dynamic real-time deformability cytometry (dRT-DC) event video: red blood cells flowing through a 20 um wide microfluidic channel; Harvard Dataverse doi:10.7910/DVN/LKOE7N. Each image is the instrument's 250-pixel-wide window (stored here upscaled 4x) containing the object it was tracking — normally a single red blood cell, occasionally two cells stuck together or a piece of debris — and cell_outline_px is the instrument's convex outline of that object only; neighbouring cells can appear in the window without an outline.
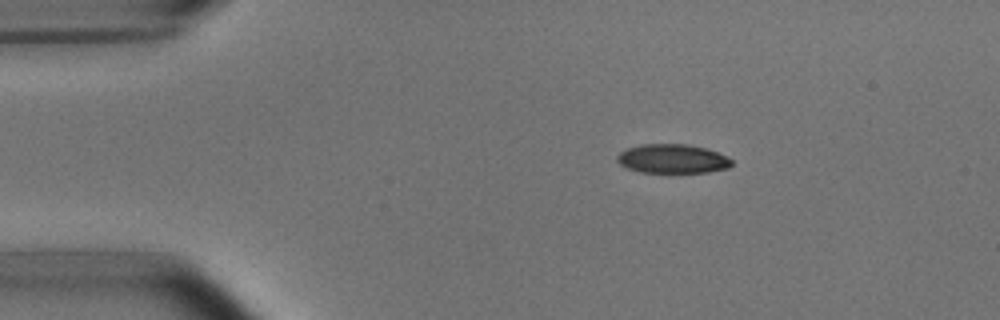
{"species": "common noctule bat (a hibernating species)", "species_latin": "Nyctalus noctula", "temperature_condition": "room temperature", "stored_images_in_passage": 6, "camera_frame_rate_fps": 3000, "um_per_image_px": 0.085, "animal": {"sex": "male", "body_mass_g": 15.6}, "frame": {"image": 1, "passage_image": 1, "time_ms": 0.0, "image_size_px": [1000, 320], "cell_outline_px": [[732, 164], [728, 168], [708, 172], [640, 172], [628, 168], [620, 164], [616, 160], [616, 156], [624, 148], [640, 144], [688, 144], [704, 148], [716, 152], [732, 160]], "centroid_in_image_um": [57.1, 13.49], "position_along_channel_um": 27.9, "area_um2": 19.36}}
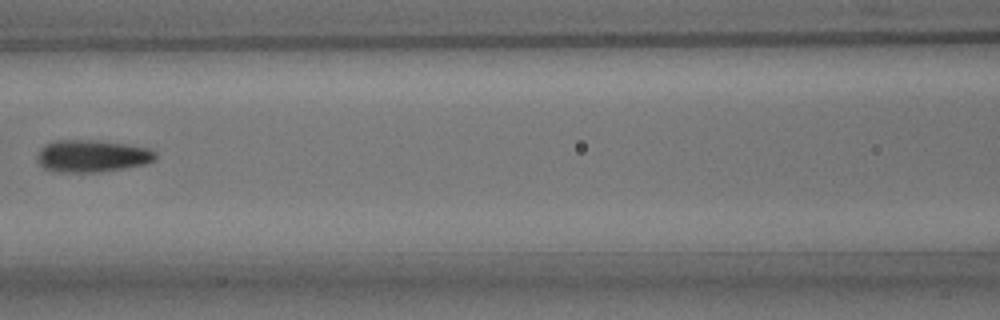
{"frame": {"image": 2, "passage_image": 5, "time_ms": 5.0, "image_size_px": [1000, 320], "cell_outline_px": [[156, 160], [144, 164], [124, 168], [96, 172], [56, 172], [44, 168], [36, 160], [36, 156], [40, 148], [44, 144], [56, 140], [100, 140], [128, 144], [152, 148], [156, 152]], "centroid_in_image_um": [7.82, 13.25], "position_along_channel_um": 158.8, "area_um2": 22.54}}
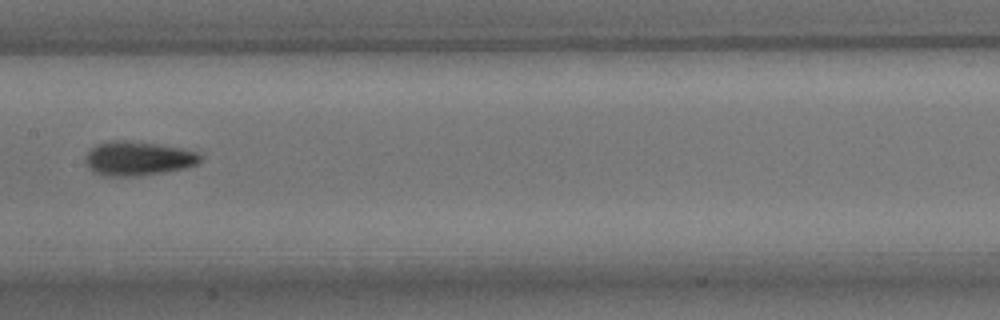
{"frame": {"image": 3, "passage_image": 6, "time_ms": 6.0, "image_size_px": [1000, 320], "cell_outline_px": [[200, 160], [196, 164], [184, 168], [164, 172], [136, 176], [100, 176], [92, 172], [88, 168], [84, 160], [88, 152], [96, 144], [108, 140], [128, 140], [156, 144], [180, 148], [196, 152], [200, 156]], "centroid_in_image_um": [11.64, 13.47], "position_along_channel_um": 195.8, "area_um2": 22.89}}